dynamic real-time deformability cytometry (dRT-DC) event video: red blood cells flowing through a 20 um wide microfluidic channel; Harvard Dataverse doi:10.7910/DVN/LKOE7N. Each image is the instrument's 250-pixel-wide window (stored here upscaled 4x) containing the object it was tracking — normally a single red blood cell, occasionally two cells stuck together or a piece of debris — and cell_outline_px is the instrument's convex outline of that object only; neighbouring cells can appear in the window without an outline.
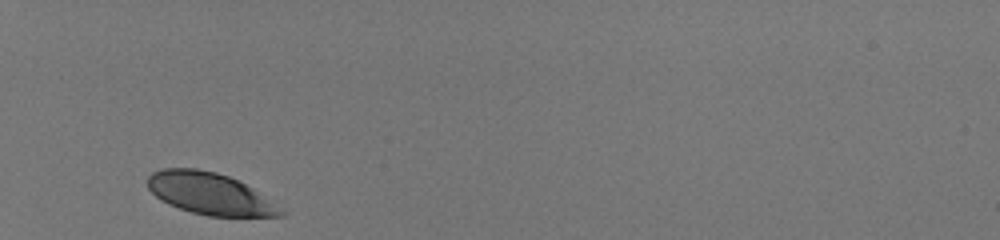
{"species": "human", "species_latin": "Homo sapiens", "temperature_condition": "room temperature", "stored_images_in_passage": 29, "camera_frame_rate_fps": 3000, "um_per_image_px": 0.085, "donor": {"sex": "male"}, "frame": {"image": 1, "passage_image": 1, "time_ms": 0.0, "image_size_px": [1000, 240], "cell_outline_px": [[288, 212], [284, 216], [208, 216], [192, 212], [168, 204], [160, 200], [148, 188], [148, 176], [152, 172], [164, 168], [196, 168], [216, 172], [228, 176], [252, 188]], "centroid_in_image_um": [17.84, 16.46], "position_along_channel_um": 67.2, "area_um2": 32.25}}
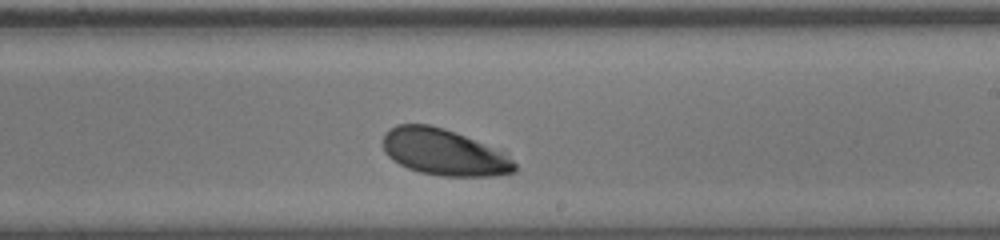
{"frame": {"image": 2, "passage_image": 17, "time_ms": 5.333, "image_size_px": [1000, 240], "cell_outline_px": [[516, 172], [492, 176], [440, 176], [420, 172], [408, 168], [392, 160], [384, 152], [384, 132], [396, 124], [428, 124], [444, 128], [504, 148], [516, 164]], "centroid_in_image_um": [37.82, 12.93], "position_along_channel_um": 251.2, "area_um2": 36.47}}
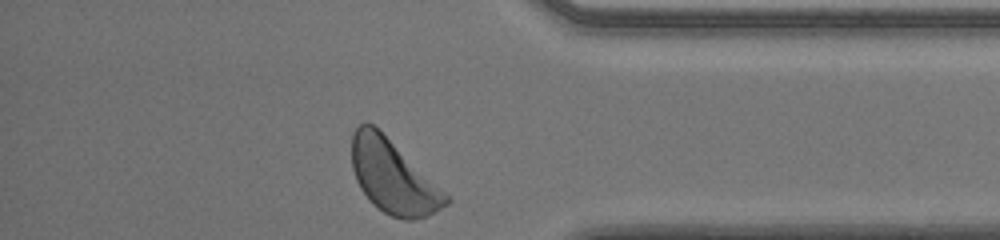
{"frame": {"image": 3, "passage_image": 29, "time_ms": 9.333, "image_size_px": [1000, 240], "cell_outline_px": [[452, 200], [448, 204], [424, 216], [412, 220], [404, 220], [392, 216], [384, 212], [372, 204], [360, 188], [356, 180], [352, 168], [352, 132], [360, 124], [372, 124], [380, 128]], "centroid_in_image_um": [33.37, 15.0], "position_along_channel_um": 401.8, "area_um2": 39.77}, "authors_computed_cell_mechanics": {"area_um2": 36.0672, "velocity_mm_per_s": 3.9213, "shape_relaxation_time_tau1_ms": 1.7185, "shape_relaxation_time_tau2_ms": null, "deformation_change_tau1": 0.1, "deformation_change_tau2": null}}